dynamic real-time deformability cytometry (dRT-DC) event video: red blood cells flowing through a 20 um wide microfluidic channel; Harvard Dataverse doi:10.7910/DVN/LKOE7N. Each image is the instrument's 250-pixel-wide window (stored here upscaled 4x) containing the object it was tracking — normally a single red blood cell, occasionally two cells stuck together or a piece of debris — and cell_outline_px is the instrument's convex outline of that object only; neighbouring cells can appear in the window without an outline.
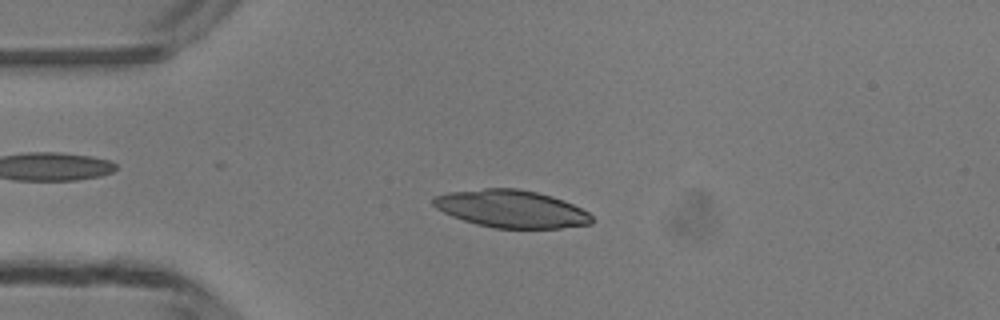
{"species": "common noctule bat (a hibernating species)", "species_latin": "Nyctalus noctula", "temperature_condition": "room temperature", "stored_images_in_passage": 3, "camera_frame_rate_fps": 3000, "um_per_image_px": 0.085, "animal": {"sex": "male", "body_mass_g": 13.3}, "frame": {"image": 1, "passage_image": 2, "time_ms": 1.333, "image_size_px": [1000, 320], "cell_outline_px": [[592, 224], [560, 228], [492, 228], [476, 224], [452, 216], [436, 208], [432, 204], [432, 200], [436, 196], [448, 192], [484, 188], [516, 188], [536, 192], [552, 196], [564, 200], [588, 212], [592, 216]], "centroid_in_image_um": [43.46, 17.75], "position_along_channel_um": 41.5, "area_um2": 34.62}}